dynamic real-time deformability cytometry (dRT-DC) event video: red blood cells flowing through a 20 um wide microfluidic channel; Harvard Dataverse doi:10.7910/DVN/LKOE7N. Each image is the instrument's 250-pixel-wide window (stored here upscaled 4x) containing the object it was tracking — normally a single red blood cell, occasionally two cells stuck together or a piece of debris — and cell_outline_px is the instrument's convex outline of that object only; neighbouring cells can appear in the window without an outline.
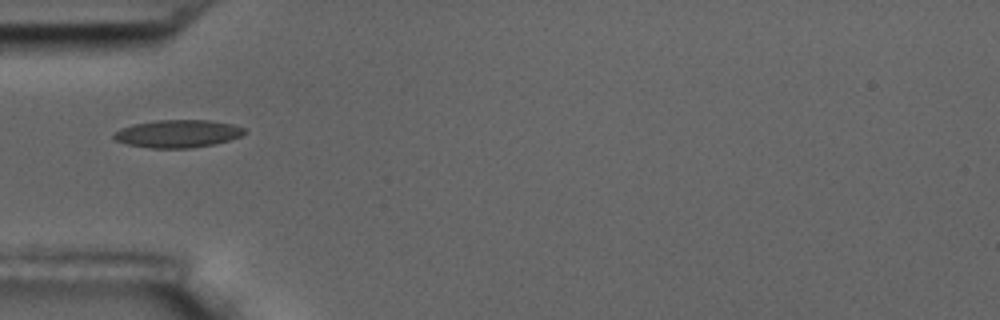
{"species": "common noctule bat (a hibernating species)", "species_latin": "Nyctalus noctula", "temperature_condition": "room temperature", "stored_images_in_passage": 7, "camera_frame_rate_fps": 3000, "um_per_image_px": 0.085, "animal": {"sex": "male", "body_mass_g": 17.5, "forearm_length_mm": 52.3}, "frame": {"image": 1, "passage_image": 1, "time_ms": 0.0, "image_size_px": [1000, 320], "cell_outline_px": [[248, 132], [240, 136], [228, 140], [212, 144], [188, 148], [152, 148], [128, 144], [116, 140], [112, 136], [112, 132], [120, 128], [132, 124], [156, 120], [208, 120], [232, 124], [244, 128]], "centroid_in_image_um": [15.07, 11.35], "position_along_channel_um": 69.9, "area_um2": 21.04}}
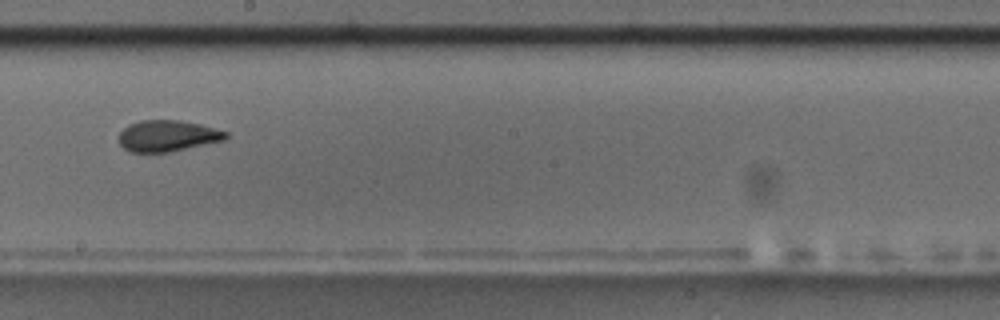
{"frame": {"image": 2, "passage_image": 5, "time_ms": 4.667, "image_size_px": [1000, 320], "cell_outline_px": [[228, 136], [224, 140], [168, 152], [128, 152], [120, 144], [120, 132], [128, 124], [140, 120], [180, 120], [200, 124], [228, 132]], "centroid_in_image_um": [14.23, 11.54], "position_along_channel_um": 234.0, "area_um2": 19.36}}
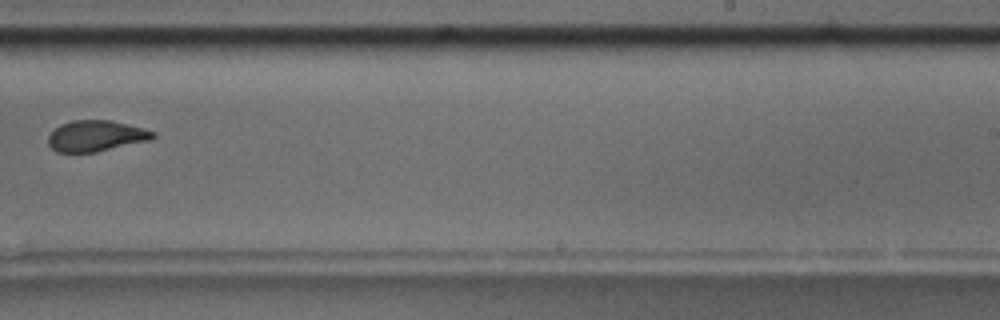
{"frame": {"image": 3, "passage_image": 6, "time_ms": 6.0, "image_size_px": [1000, 320], "cell_outline_px": [[156, 136], [148, 140], [96, 152], [56, 152], [48, 144], [48, 136], [60, 124], [72, 120], [112, 120], [144, 128], [156, 132]], "centroid_in_image_um": [8.15, 11.54], "position_along_channel_um": 280.8, "area_um2": 18.84}}